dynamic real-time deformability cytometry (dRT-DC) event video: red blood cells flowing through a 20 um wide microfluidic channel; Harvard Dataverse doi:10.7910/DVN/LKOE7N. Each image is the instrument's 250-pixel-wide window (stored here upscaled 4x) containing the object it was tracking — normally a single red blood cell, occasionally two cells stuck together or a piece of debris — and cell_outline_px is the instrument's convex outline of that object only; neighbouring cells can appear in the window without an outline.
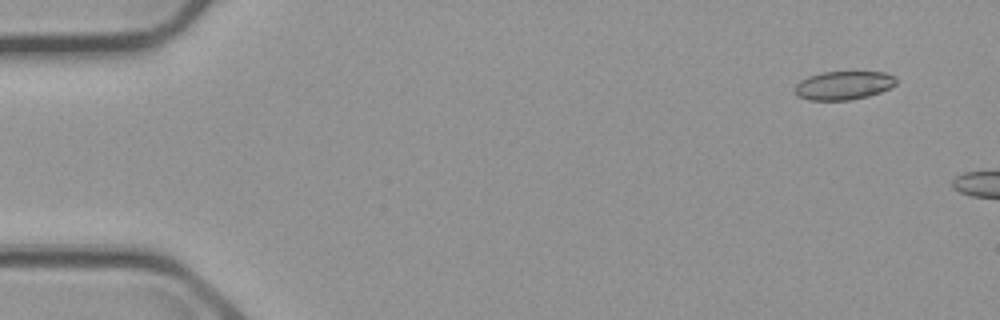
{"species": "common noctule bat (a hibernating species)", "species_latin": "Nyctalus noctula", "temperature_condition": "cold", "stored_images_in_passage": 8, "camera_frame_rate_fps": 3000, "um_per_image_px": 0.085, "animal": {"sex": "male", "body_mass_g": 23.1, "forearm_length_mm": 52.7}, "frame": {"image": 1, "passage_image": 4, "time_ms": 1.0, "image_size_px": [1000, 320], "cell_outline_px": [[896, 84], [880, 92], [868, 96], [848, 100], [808, 100], [796, 96], [792, 92], [796, 84], [800, 80], [808, 76], [824, 72], [884, 72], [896, 76]], "centroid_in_image_um": [71.65, 7.26], "position_along_channel_um": 13.3, "area_um2": 16.99}}